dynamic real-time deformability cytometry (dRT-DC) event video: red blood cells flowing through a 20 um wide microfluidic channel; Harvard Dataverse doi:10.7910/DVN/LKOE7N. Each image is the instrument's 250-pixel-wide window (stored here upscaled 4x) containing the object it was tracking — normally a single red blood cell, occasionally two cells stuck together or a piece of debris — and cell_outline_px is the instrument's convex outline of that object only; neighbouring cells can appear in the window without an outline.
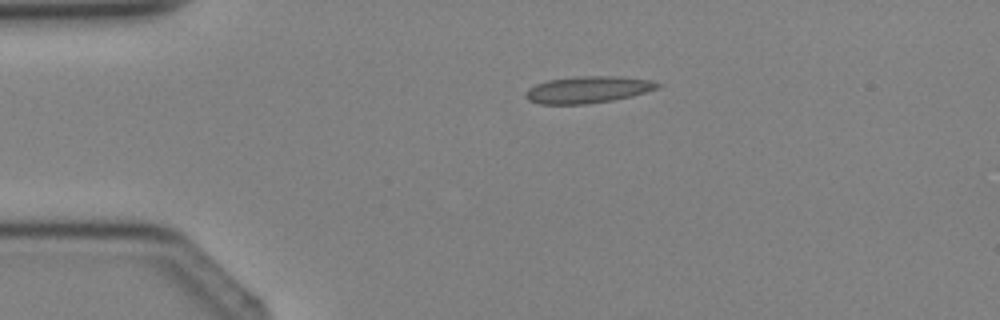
{"species": "Egyptian fruit bat (a non-hibernating species)", "species_latin": "Rousettus aegyptiacus", "temperature_condition": "cold", "stored_images_in_passage": 2, "camera_frame_rate_fps": 3000, "um_per_image_px": 0.085, "animal": {"sex": "female"}, "frame": {"image": 1, "passage_image": 1, "time_ms": 0.0, "image_size_px": [1000, 320], "cell_outline_px": [[664, 84], [656, 88], [632, 96], [612, 100], [588, 104], [540, 104], [528, 100], [524, 96], [528, 88], [536, 84], [548, 80], [580, 76], [620, 76], [652, 80]], "centroid_in_image_um": [49.97, 7.62], "position_along_channel_um": 35.0, "area_um2": 20.63}}